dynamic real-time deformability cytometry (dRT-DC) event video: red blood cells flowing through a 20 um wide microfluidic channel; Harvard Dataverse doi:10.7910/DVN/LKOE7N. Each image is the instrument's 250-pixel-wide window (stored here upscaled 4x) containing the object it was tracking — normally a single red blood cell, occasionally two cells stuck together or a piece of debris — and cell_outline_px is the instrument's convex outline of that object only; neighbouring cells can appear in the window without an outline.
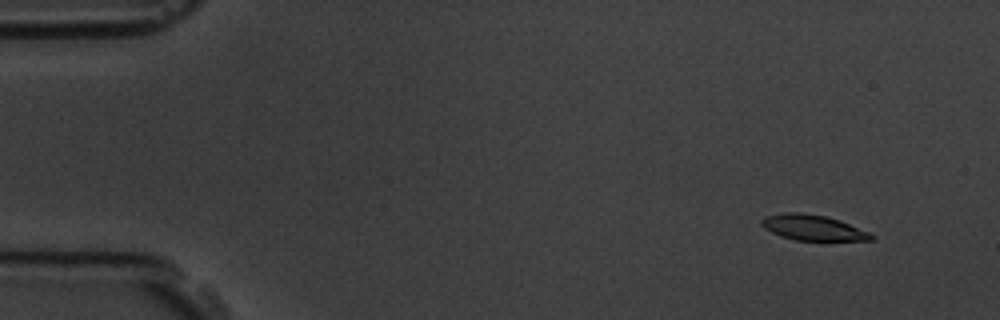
{"species": "common noctule bat (a hibernating species)", "species_latin": "Nyctalus noctula", "temperature_condition": "room temperature", "stored_images_in_passage": 6, "segment_of_instrument_passage": [1, 2], "camera_frame_rate_fps": 3000, "um_per_image_px": 0.085, "animal": {"sex": "male", "body_mass_g": 19.5, "forearm_length_mm": 54.6}, "frame": {"image": 1, "passage_image": 2, "time_ms": 1.0, "image_size_px": [1000, 320], "cell_outline_px": [[876, 236], [872, 240], [796, 240], [780, 236], [764, 228], [760, 224], [760, 220], [764, 216], [784, 212], [800, 212], [824, 216], [840, 220], [868, 232]], "centroid_in_image_um": [69.05, 19.34], "position_along_channel_um": 16.0, "area_um2": 16.24}}
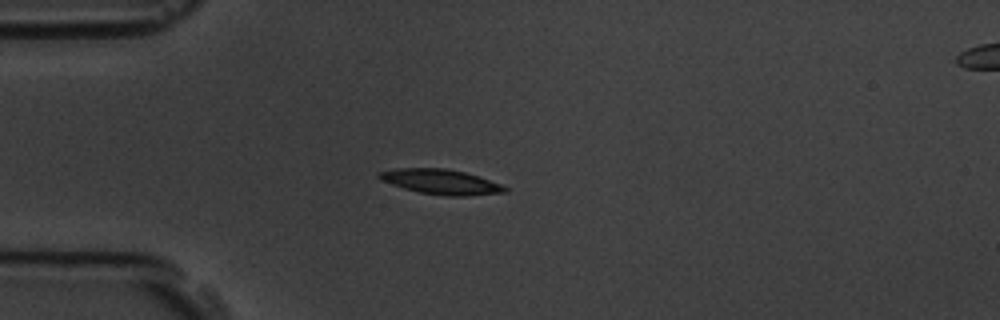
{"frame": {"image": 2, "passage_image": 5, "time_ms": 4.333, "image_size_px": [1000, 320], "cell_outline_px": [[508, 192], [464, 196], [444, 196], [420, 192], [404, 188], [380, 180], [376, 176], [380, 172], [396, 168], [444, 168], [464, 172], [500, 184], [508, 188]], "centroid_in_image_um": [37.46, 15.45], "position_along_channel_um": 47.5, "area_um2": 18.09}}